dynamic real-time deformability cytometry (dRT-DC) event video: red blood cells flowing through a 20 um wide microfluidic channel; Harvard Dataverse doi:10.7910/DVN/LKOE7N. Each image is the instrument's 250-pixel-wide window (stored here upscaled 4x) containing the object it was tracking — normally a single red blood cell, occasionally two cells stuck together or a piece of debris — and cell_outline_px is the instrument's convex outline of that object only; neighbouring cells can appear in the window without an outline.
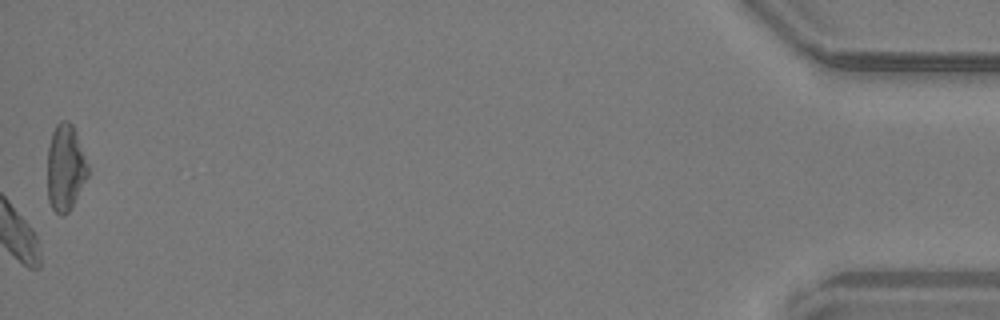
{"species": "common noctule bat (a hibernating species)", "species_latin": "Nyctalus noctula", "temperature_condition": "warm", "stored_images_in_passage": 44, "camera_frame_rate_fps": 3000, "um_per_image_px": 0.085, "animal": {"sex": "male", "body_mass_g": 19.2, "forearm_length_mm": 51.8}, "frame": {"image": 1, "passage_image": 44, "time_ms": 14.333, "image_size_px": [1000, 320], "cell_outline_px": [[88, 176], [68, 212], [64, 216], [60, 216], [52, 208], [48, 200], [48, 148], [52, 132], [56, 124], [60, 120], [68, 120], [72, 124], [88, 164]], "centroid_in_image_um": [5.54, 14.25], "position_along_channel_um": 429.7, "area_um2": 20.23}}